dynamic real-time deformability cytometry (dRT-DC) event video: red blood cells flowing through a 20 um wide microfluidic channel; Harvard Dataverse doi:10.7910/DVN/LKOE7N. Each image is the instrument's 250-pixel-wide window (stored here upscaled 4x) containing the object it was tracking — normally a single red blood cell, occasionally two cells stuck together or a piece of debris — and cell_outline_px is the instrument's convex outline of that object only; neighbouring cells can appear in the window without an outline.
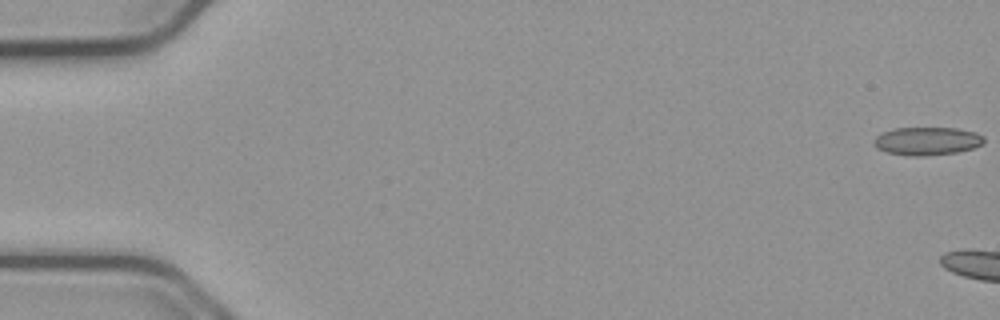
{"species": "common noctule bat (a hibernating species)", "species_latin": "Nyctalus noctula", "temperature_condition": "cold", "stored_images_in_passage": 8, "camera_frame_rate_fps": 3000, "um_per_image_px": 0.085, "animal": {"sex": "male", "body_mass_g": 23.1, "forearm_length_mm": 52.7}, "frame": {"image": 1, "passage_image": 1, "time_ms": 0.0, "image_size_px": [1000, 320], "cell_outline_px": [[984, 144], [972, 148], [956, 152], [924, 156], [904, 156], [884, 152], [876, 148], [872, 144], [872, 140], [876, 136], [892, 128], [956, 128], [976, 132], [984, 136]], "centroid_in_image_um": [78.75, 12.0], "position_along_channel_um": 6.2, "area_um2": 18.32}}